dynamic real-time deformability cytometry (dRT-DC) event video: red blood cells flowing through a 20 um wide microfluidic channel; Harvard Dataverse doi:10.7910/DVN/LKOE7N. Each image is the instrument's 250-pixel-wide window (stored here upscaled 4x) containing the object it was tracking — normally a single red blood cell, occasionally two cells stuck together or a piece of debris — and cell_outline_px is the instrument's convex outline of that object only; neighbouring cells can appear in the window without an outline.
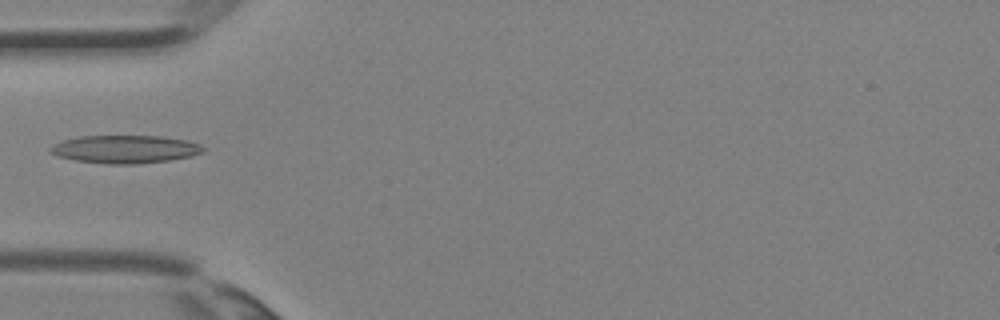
{"species": "Egyptian fruit bat (a non-hibernating species)", "species_latin": "Rousettus aegyptiacus", "temperature_condition": "room temperature", "stored_images_in_passage": 1, "camera_frame_rate_fps": 3000, "um_per_image_px": 0.085, "animal": {"sex": "female"}, "frame": {"image": 1, "passage_image": 1, "time_ms": 0.0, "image_size_px": [1000, 320], "cell_outline_px": [[204, 152], [192, 156], [168, 160], [132, 164], [108, 164], [76, 160], [56, 156], [48, 152], [48, 148], [52, 144], [64, 140], [80, 136], [160, 136], [188, 140], [200, 144], [204, 148]], "centroid_in_image_um": [10.61, 12.68], "position_along_channel_um": 74.4, "area_um2": 24.97}}